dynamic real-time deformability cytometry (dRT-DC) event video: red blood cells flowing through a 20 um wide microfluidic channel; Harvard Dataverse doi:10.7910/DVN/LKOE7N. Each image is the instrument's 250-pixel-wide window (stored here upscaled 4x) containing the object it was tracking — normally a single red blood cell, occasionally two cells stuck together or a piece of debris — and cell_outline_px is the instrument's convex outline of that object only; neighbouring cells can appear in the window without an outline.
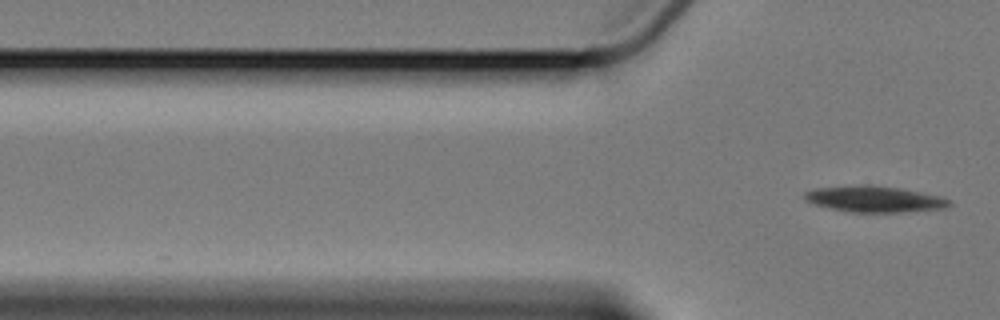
{"species": "Egyptian fruit bat (a non-hibernating species)", "species_latin": "Rousettus aegyptiacus", "temperature_condition": "cold", "stored_images_in_passage": 2, "camera_frame_rate_fps": 3000, "um_per_image_px": 0.085, "animal": {"sex": "female"}, "frame": {"image": 1, "passage_image": 2, "time_ms": 2.0, "image_size_px": [1000, 320], "cell_outline_px": [[952, 204], [948, 208], [900, 212], [852, 212], [832, 208], [816, 204], [804, 200], [804, 192], [816, 188], [860, 184], [872, 184], [900, 188], [940, 196], [952, 200]], "centroid_in_image_um": [74.37, 16.91], "position_along_channel_um": 51.4, "area_um2": 22.14}}